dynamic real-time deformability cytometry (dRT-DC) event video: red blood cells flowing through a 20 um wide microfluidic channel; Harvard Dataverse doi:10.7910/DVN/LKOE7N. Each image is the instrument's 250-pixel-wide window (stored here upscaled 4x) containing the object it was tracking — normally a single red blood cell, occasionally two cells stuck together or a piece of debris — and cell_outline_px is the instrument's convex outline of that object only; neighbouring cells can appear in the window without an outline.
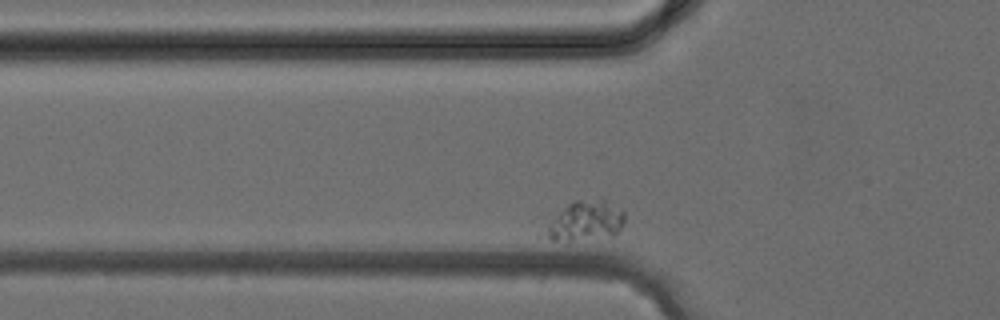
{"species": "common noctule bat (a hibernating species)", "species_latin": "Nyctalus noctula", "temperature_condition": "cold", "stored_images_in_passage": 23, "camera_frame_rate_fps": 3000, "um_per_image_px": 0.085, "animal": {"sex": "female", "body_mass_g": 24.6, "forearm_length_mm": 56.2}, "frame": {"image": 1, "passage_image": 3, "time_ms": 0.667, "image_size_px": [1000, 320], "cell_outline_px": [[624, 220], [620, 228], [612, 236], [568, 244], [536, 236], [536, 232], [552, 216], [568, 204], [576, 200], [600, 196], [604, 196], [620, 208], [624, 212]], "centroid_in_image_um": [49.6, 18.81], "position_along_channel_um": 76.2, "area_um2": 20.4}}
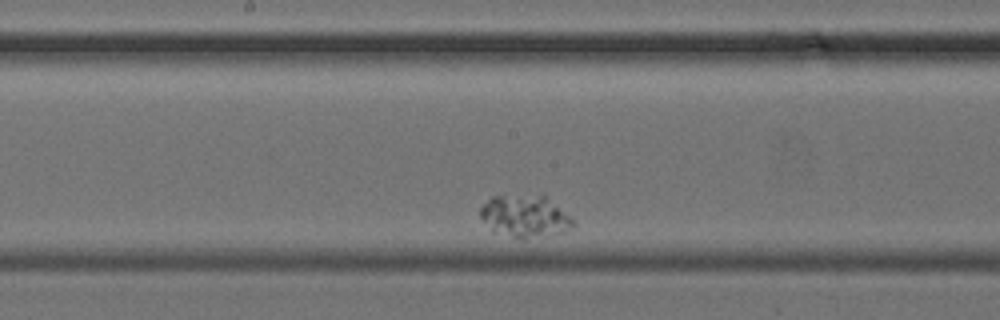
{"frame": {"image": 2, "passage_image": 12, "time_ms": 3.667, "image_size_px": [1000, 320], "cell_outline_px": [[576, 224], [568, 232], [548, 236], [516, 236], [492, 232], [480, 216], [480, 208], [492, 196], [544, 196], [568, 216]], "centroid_in_image_um": [44.61, 18.4], "position_along_channel_um": 203.6, "area_um2": 21.96}}
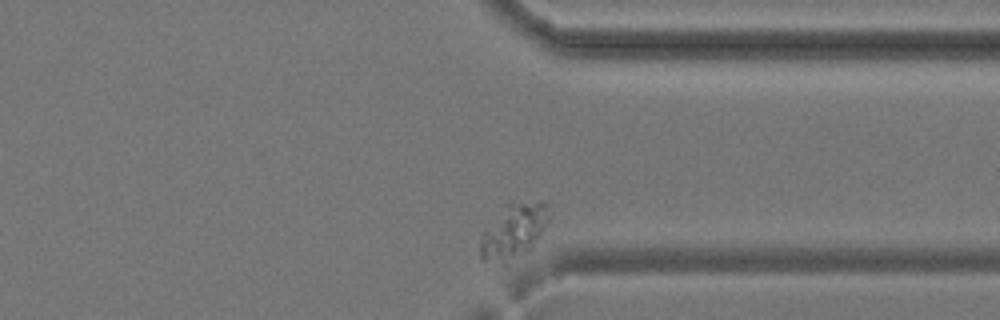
{"frame": {"image": 3, "passage_image": 23, "time_ms": 7.333, "image_size_px": [1000, 320], "cell_outline_px": [[552, 212], [548, 220], [532, 248], [528, 252], [508, 264], [504, 264], [480, 260], [480, 240], [484, 232], [508, 204], [540, 200], [544, 200], [548, 204]], "centroid_in_image_um": [43.71, 19.69], "position_along_channel_um": 367.7, "area_um2": 21.91}}